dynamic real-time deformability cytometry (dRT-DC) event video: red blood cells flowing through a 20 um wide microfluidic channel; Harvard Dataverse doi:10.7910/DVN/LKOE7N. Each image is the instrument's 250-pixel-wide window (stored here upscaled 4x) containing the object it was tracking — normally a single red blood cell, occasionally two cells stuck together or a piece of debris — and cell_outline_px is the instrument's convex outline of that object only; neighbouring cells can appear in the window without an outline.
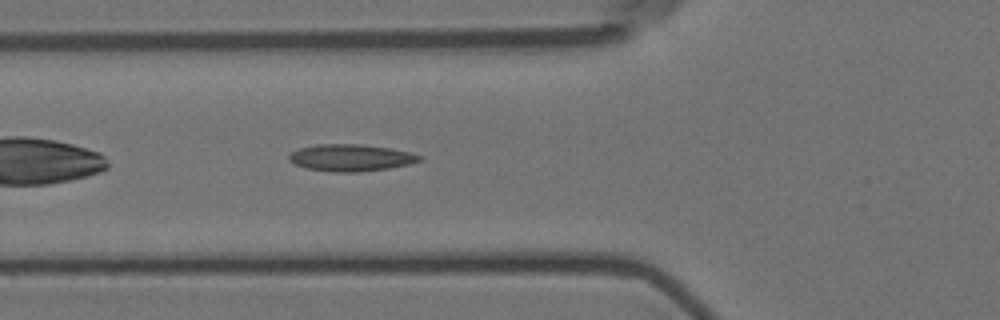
{"species": "Egyptian fruit bat (a non-hibernating species)", "species_latin": "Rousettus aegyptiacus", "temperature_condition": "room temperature", "stored_images_in_passage": 38, "camera_frame_rate_fps": 3000, "um_per_image_px": 0.085, "animal": {"sex": "female"}, "frame": {"image": 1, "passage_image": 3, "time_ms": 0.667, "image_size_px": [1000, 320], "cell_outline_px": [[420, 160], [408, 164], [388, 168], [356, 172], [332, 172], [308, 168], [296, 164], [288, 160], [288, 156], [292, 152], [300, 148], [316, 144], [360, 144], [392, 148], [408, 152], [420, 156]], "centroid_in_image_um": [29.78, 13.4], "position_along_channel_um": 96.0, "area_um2": 20.17}}
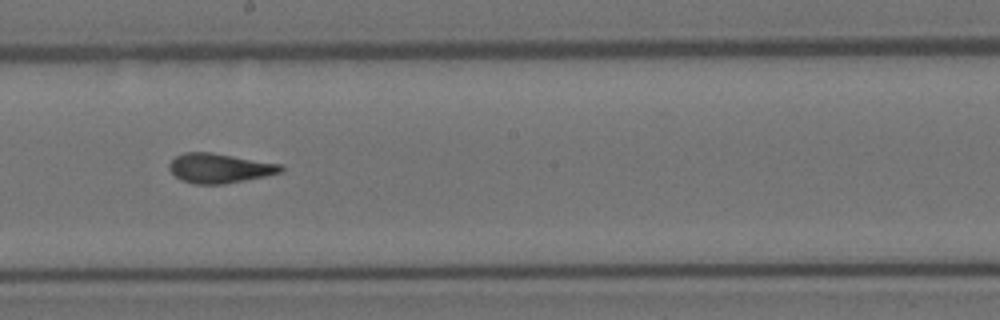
{"frame": {"image": 2, "passage_image": 14, "time_ms": 4.333, "image_size_px": [1000, 320], "cell_outline_px": [[284, 172], [224, 184], [196, 184], [180, 180], [168, 168], [168, 164], [176, 156], [184, 152], [212, 152], [284, 164]], "centroid_in_image_um": [18.69, 14.28], "position_along_channel_um": 229.5, "area_um2": 19.42}}
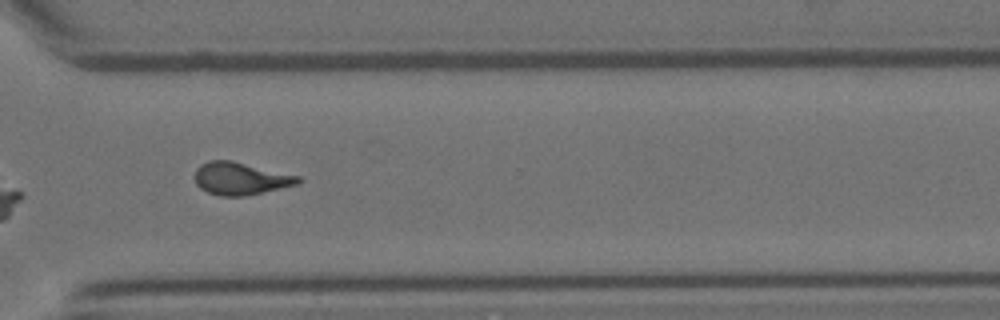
{"frame": {"image": 3, "passage_image": 24, "time_ms": 7.667, "image_size_px": [1000, 320], "cell_outline_px": [[304, 180], [300, 184], [244, 196], [220, 196], [208, 192], [200, 188], [196, 184], [196, 168], [200, 164], [208, 160], [232, 160], [300, 176]], "centroid_in_image_um": [20.48, 15.17], "position_along_channel_um": 350.1, "area_um2": 19.71}}